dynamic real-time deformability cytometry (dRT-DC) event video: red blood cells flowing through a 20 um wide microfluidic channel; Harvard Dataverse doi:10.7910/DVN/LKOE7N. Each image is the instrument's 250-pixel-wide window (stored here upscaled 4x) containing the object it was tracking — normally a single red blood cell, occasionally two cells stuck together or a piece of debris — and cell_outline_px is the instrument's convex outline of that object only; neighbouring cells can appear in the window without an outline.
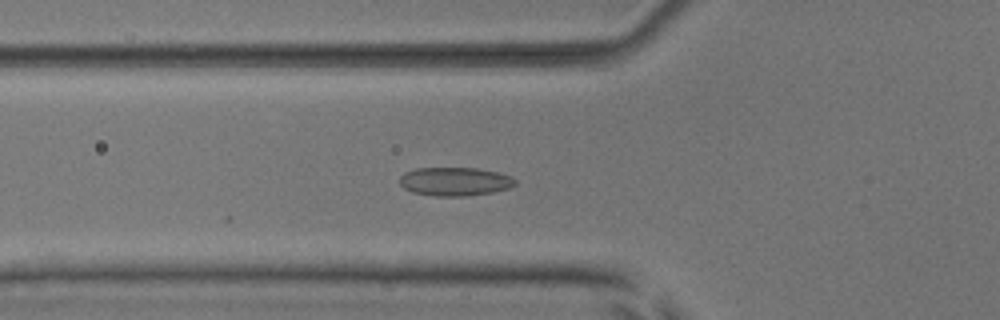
{"species": "common noctule bat (a hibernating species)", "species_latin": "Nyctalus noctula", "temperature_condition": "room temperature", "stored_images_in_passage": 45, "camera_frame_rate_fps": 3000, "um_per_image_px": 0.085, "animal": {"sex": "male", "body_mass_g": 17.9, "forearm_length_mm": 54.2}, "frame": {"image": 1, "passage_image": 20, "time_ms": 6.333, "image_size_px": [1000, 320], "cell_outline_px": [[516, 184], [508, 188], [492, 192], [468, 196], [436, 196], [412, 192], [404, 188], [400, 184], [400, 176], [404, 172], [416, 168], [476, 168], [496, 172], [512, 176], [516, 180]], "centroid_in_image_um": [38.65, 15.43], "position_along_channel_um": 87.1, "area_um2": 19.25}}
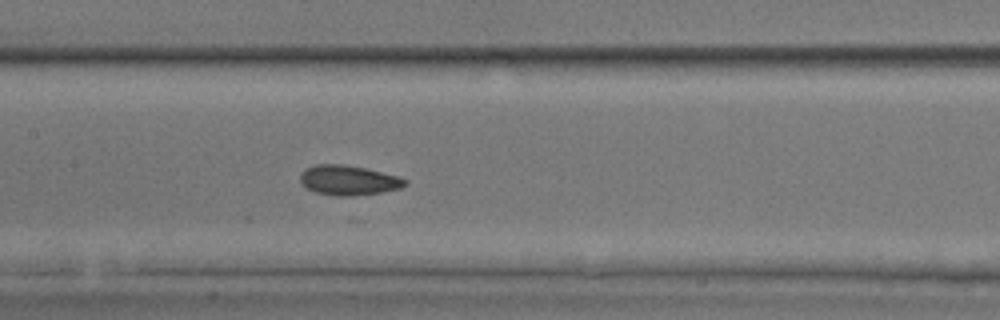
{"frame": {"image": 2, "passage_image": 27, "time_ms": 8.667, "image_size_px": [1000, 320], "cell_outline_px": [[408, 184], [400, 188], [380, 192], [352, 196], [332, 196], [316, 192], [304, 188], [300, 180], [300, 176], [304, 168], [316, 164], [344, 164], [364, 168], [400, 176], [408, 180]], "centroid_in_image_um": [29.61, 15.32], "position_along_channel_um": 177.8, "area_um2": 18.44}}
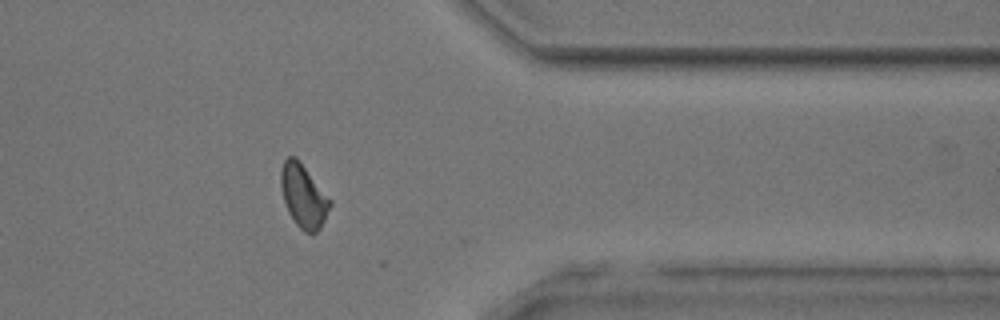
{"frame": {"image": 3, "passage_image": 44, "time_ms": 14.333, "image_size_px": [1000, 320], "cell_outline_px": [[332, 204], [320, 228], [316, 232], [304, 232], [296, 224], [288, 212], [284, 200], [280, 184], [280, 172], [284, 160], [288, 156], [296, 156], [332, 200]], "centroid_in_image_um": [25.79, 16.64], "position_along_channel_um": 385.6, "area_um2": 18.09}, "authors_computed_cell_mechanics": {"area_um2": 18.4382, "velocity_mm_per_s": 3.8881, "shape_relaxation_time_tau1_ms": 5.0218, "shape_relaxation_time_tau2_ms": 2.1238, "deformation_change_tau1": 0.114, "deformation_change_tau2": 0.0575}}